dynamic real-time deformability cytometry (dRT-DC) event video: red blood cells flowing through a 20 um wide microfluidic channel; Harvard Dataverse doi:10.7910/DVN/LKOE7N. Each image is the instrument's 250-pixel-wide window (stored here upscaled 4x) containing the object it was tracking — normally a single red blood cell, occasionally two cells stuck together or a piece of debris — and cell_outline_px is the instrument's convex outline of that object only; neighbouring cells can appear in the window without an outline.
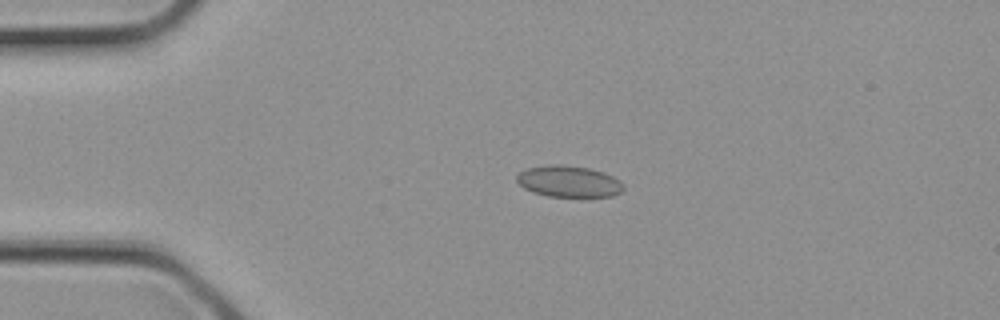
{"species": "common noctule bat (a hibernating species)", "species_latin": "Nyctalus noctula", "temperature_condition": "cold", "stored_images_in_passage": 1, "camera_frame_rate_fps": 3000, "um_per_image_px": 0.085, "animal": {"sex": "female", "body_mass_g": 21.9}, "frame": {"image": 1, "passage_image": 1, "time_ms": 0.0, "image_size_px": [1000, 320], "cell_outline_px": [[624, 188], [620, 192], [612, 196], [548, 196], [532, 192], [524, 188], [516, 180], [516, 176], [520, 172], [528, 168], [548, 164], [560, 164], [588, 168], [604, 172], [620, 180], [624, 184]], "centroid_in_image_um": [48.34, 15.41], "position_along_channel_um": 36.7, "area_um2": 19.48}}